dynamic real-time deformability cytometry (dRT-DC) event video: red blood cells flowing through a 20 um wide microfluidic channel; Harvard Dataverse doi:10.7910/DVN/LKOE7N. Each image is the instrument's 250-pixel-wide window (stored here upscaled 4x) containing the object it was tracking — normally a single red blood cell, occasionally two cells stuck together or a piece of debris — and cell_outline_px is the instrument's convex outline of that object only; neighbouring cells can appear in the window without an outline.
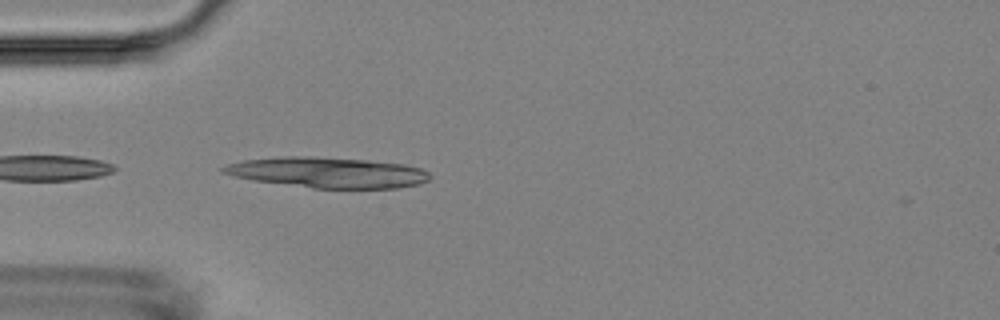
{"species": "Egyptian fruit bat (a non-hibernating species)", "species_latin": "Rousettus aegyptiacus", "temperature_condition": "room temperature", "stored_images_in_passage": 4, "camera_frame_rate_fps": 3000, "um_per_image_px": 0.085, "animal": {"sex": "female"}, "frame": {"image": 1, "passage_image": 4, "time_ms": 3.333, "image_size_px": [1000, 320], "cell_outline_px": [[432, 176], [428, 180], [420, 184], [400, 188], [312, 188], [252, 180], [232, 176], [220, 172], [220, 168], [228, 164], [244, 160], [288, 156], [308, 156], [368, 160], [404, 164], [420, 168], [428, 172]], "centroid_in_image_um": [27.86, 14.66], "position_along_channel_um": 57.1, "area_um2": 36.88}}